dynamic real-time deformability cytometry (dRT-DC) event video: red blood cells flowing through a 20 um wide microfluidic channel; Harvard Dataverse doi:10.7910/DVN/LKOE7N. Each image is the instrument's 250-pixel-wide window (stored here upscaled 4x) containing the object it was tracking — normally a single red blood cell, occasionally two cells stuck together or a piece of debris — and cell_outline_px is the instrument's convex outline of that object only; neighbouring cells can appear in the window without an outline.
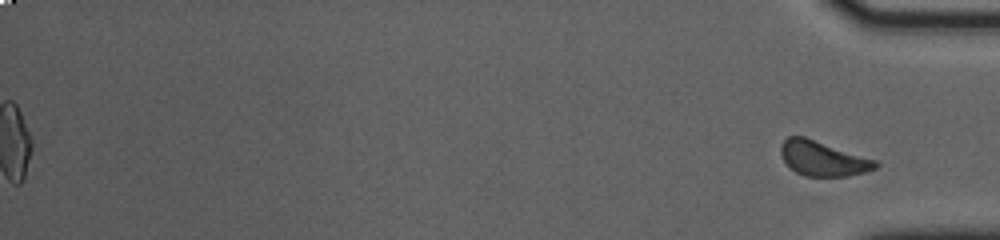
{"species": "common noctule bat (a hibernating species)", "species_latin": "Nyctalus noctula", "temperature_condition": "cold", "stored_images_in_passage": 57, "segment_of_instrument_passage": [2, 2], "camera_frame_rate_fps": 3000, "um_per_image_px": 0.085, "animal": {"sex": "female", "body_mass_g": 23.0, "forearm_length_mm": 53.4}, "frame": {"image": 1, "passage_image": 57, "time_ms": 18.667, "image_size_px": [1000, 240], "cell_outline_px": [[880, 164], [876, 168], [864, 172], [848, 176], [804, 176], [796, 172], [784, 160], [780, 152], [780, 148], [784, 140], [788, 136], [804, 136], [876, 160]], "centroid_in_image_um": [69.95, 13.47], "position_along_channel_um": 365.2, "area_um2": 19.02}}